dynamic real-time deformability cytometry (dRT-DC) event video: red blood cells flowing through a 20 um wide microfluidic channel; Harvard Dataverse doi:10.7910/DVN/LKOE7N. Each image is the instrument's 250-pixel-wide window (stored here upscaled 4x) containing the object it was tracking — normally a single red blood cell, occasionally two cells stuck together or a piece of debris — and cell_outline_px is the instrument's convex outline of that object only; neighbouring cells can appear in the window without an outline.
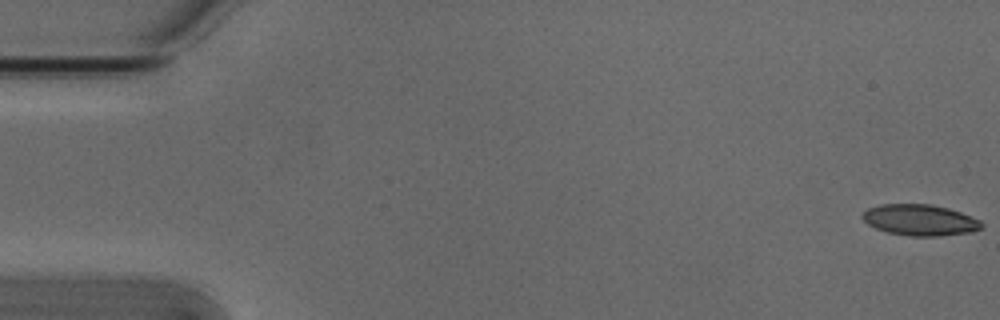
{"species": "Egyptian fruit bat (a non-hibernating species)", "species_latin": "Rousettus aegyptiacus", "temperature_condition": "cold", "stored_images_in_passage": 54, "camera_frame_rate_fps": 3000, "um_per_image_px": 0.085, "animal": {"sex": "male"}, "frame": {"image": 1, "passage_image": 1, "time_ms": 0.0, "image_size_px": [1000, 320], "cell_outline_px": [[984, 224], [980, 228], [968, 232], [936, 236], [912, 236], [888, 232], [876, 228], [868, 224], [860, 216], [868, 208], [880, 204], [932, 204], [948, 208], [960, 212], [980, 220]], "centroid_in_image_um": [78.17, 18.69], "position_along_channel_um": 6.8, "area_um2": 21.39}}
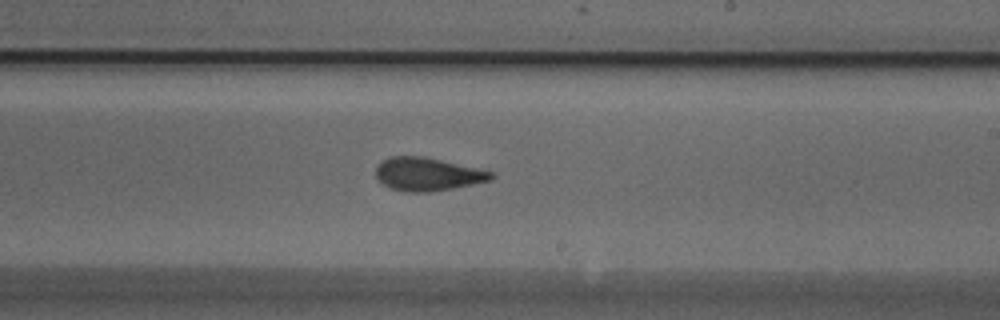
{"frame": {"image": 2, "passage_image": 32, "time_ms": 10.333, "image_size_px": [1000, 320], "cell_outline_px": [[496, 176], [492, 180], [452, 188], [428, 192], [408, 192], [388, 188], [376, 176], [376, 168], [388, 156], [424, 156], [476, 168], [492, 172]], "centroid_in_image_um": [36.34, 14.8], "position_along_channel_um": 252.7, "area_um2": 22.08}}
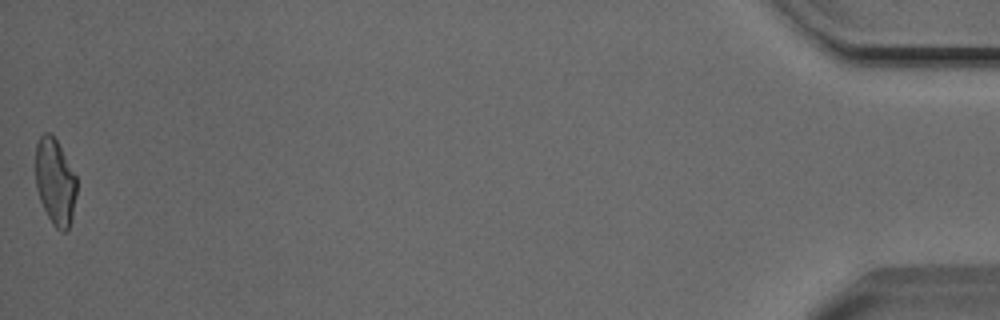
{"frame": {"image": 3, "passage_image": 54, "time_ms": 17.667, "image_size_px": [1000, 320], "cell_outline_px": [[76, 196], [72, 220], [68, 228], [64, 232], [60, 232], [52, 224], [40, 200], [36, 188], [36, 144], [40, 136], [44, 132], [48, 132], [56, 140], [76, 176]], "centroid_in_image_um": [4.69, 15.49], "position_along_channel_um": 430.5, "area_um2": 20.58}, "authors_computed_cell_mechanics": {"area_um2": 22.0796, "velocity_mm_per_s": 3.8184, "shape_relaxation_time_tau1_ms": 5.7141, "shape_relaxation_time_tau2_ms": 2.3188, "deformation_change_tau1": 0.1594, "deformation_change_tau2": 0.1003}}